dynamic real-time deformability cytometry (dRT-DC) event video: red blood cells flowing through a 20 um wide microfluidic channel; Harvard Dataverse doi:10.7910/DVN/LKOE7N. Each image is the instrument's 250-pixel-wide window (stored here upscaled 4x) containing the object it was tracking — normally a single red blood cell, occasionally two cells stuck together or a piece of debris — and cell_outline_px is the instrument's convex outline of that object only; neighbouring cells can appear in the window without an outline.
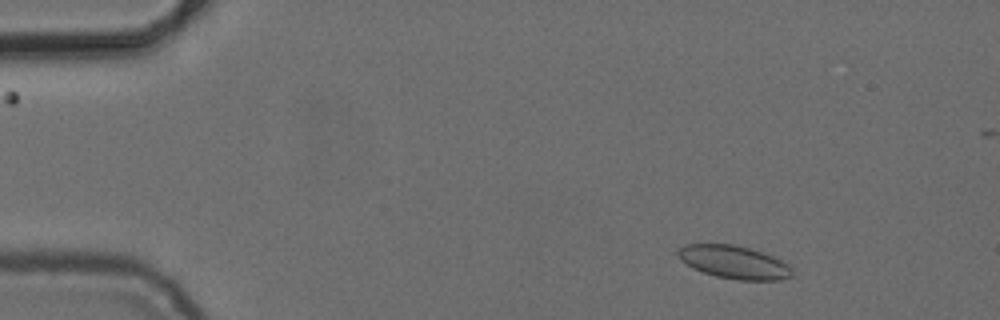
{"species": "common noctule bat (a hibernating species)", "species_latin": "Nyctalus noctula", "temperature_condition": "cold", "stored_images_in_passage": 4, "camera_frame_rate_fps": 3000, "um_per_image_px": 0.085, "animal": {"sex": "female", "body_mass_g": 24.6, "forearm_length_mm": 56.2}, "frame": {"image": 1, "passage_image": 2, "time_ms": 1.333, "image_size_px": [1000, 320], "cell_outline_px": [[792, 276], [780, 280], [736, 280], [716, 276], [692, 268], [680, 260], [676, 256], [676, 252], [684, 244], [732, 244], [748, 248], [772, 256], [788, 264], [792, 268]], "centroid_in_image_um": [62.36, 22.29], "position_along_channel_um": 22.6, "area_um2": 21.96}}